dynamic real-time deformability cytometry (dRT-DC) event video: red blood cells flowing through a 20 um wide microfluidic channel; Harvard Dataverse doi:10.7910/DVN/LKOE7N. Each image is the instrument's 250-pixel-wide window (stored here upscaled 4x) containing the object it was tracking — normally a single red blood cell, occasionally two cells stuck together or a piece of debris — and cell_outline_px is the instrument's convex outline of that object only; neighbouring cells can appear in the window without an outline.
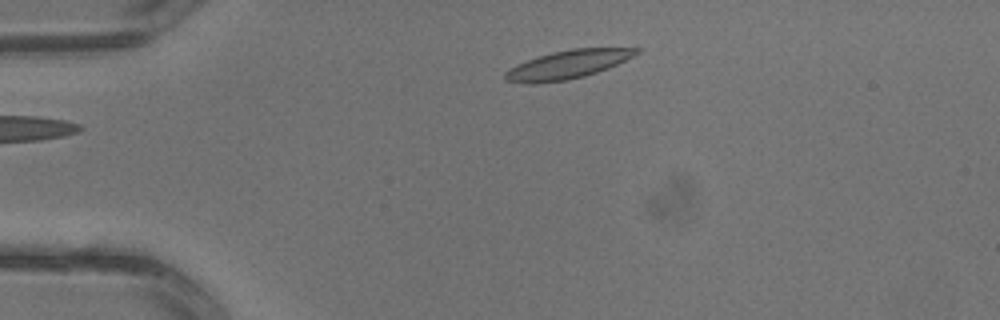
{"species": "common noctule bat (a hibernating species)", "species_latin": "Nyctalus noctula", "temperature_condition": "warm", "stored_images_in_passage": 4, "camera_frame_rate_fps": 3000, "um_per_image_px": 0.085, "animal": {"sex": "male", "body_mass_g": 13.3}, "frame": {"image": 1, "passage_image": 4, "time_ms": 1.0, "image_size_px": [1000, 320], "cell_outline_px": [[640, 52], [608, 68], [584, 76], [568, 80], [536, 84], [524, 84], [504, 80], [504, 72], [528, 60], [552, 52], [572, 48], [640, 48]], "centroid_in_image_um": [48.22, 5.5], "position_along_channel_um": 36.8, "area_um2": 21.5}}